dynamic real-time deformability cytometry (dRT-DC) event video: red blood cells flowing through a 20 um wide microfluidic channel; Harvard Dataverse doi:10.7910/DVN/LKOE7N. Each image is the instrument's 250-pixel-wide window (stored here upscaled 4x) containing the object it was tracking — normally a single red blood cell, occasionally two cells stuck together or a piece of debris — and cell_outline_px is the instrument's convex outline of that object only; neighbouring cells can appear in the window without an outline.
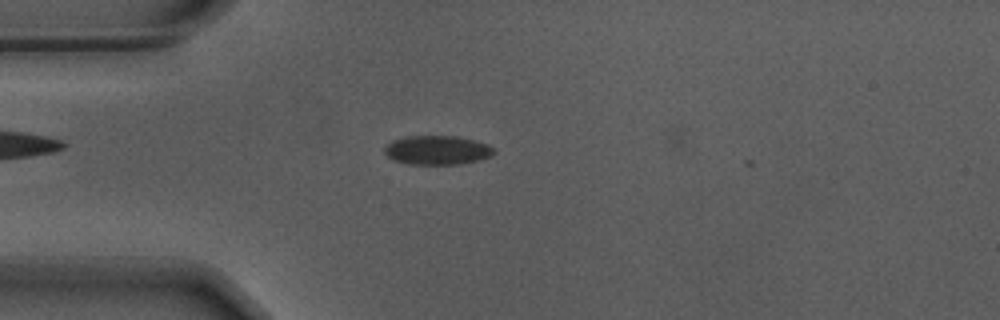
{"species": "Egyptian fruit bat (a non-hibernating species)", "species_latin": "Rousettus aegyptiacus", "temperature_condition": "warm", "stored_images_in_passage": 4, "camera_frame_rate_fps": 3000, "um_per_image_px": 0.085, "animal": {"sex": "male"}, "frame": {"image": 1, "passage_image": 2, "time_ms": 0.333, "image_size_px": [1000, 320], "cell_outline_px": [[496, 152], [492, 156], [480, 160], [460, 164], [408, 164], [396, 160], [388, 156], [384, 152], [384, 148], [392, 140], [408, 136], [456, 136], [488, 144]], "centroid_in_image_um": [37.18, 12.76], "position_along_channel_um": 47.8, "area_um2": 18.44}}